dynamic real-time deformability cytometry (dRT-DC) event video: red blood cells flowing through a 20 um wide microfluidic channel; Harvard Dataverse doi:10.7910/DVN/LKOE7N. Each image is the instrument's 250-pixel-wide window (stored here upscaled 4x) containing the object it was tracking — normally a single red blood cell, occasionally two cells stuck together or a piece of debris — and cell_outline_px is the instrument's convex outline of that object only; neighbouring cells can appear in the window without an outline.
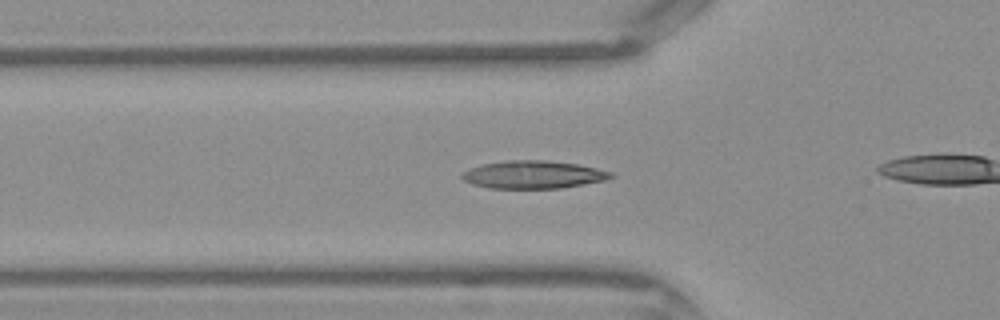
{"species": "Egyptian fruit bat (a non-hibernating species)", "species_latin": "Rousettus aegyptiacus", "temperature_condition": "warm", "stored_images_in_passage": 34, "camera_frame_rate_fps": 3000, "um_per_image_px": 0.085, "frame": {"image": 1, "passage_image": 14, "time_ms": 4.333, "image_size_px": [1000, 320], "cell_outline_px": [[612, 176], [604, 180], [560, 188], [488, 188], [472, 184], [464, 180], [460, 176], [468, 168], [484, 164], [504, 160], [548, 160], [580, 164], [612, 172]], "centroid_in_image_um": [45.29, 14.83], "position_along_channel_um": 80.5, "area_um2": 24.04}}
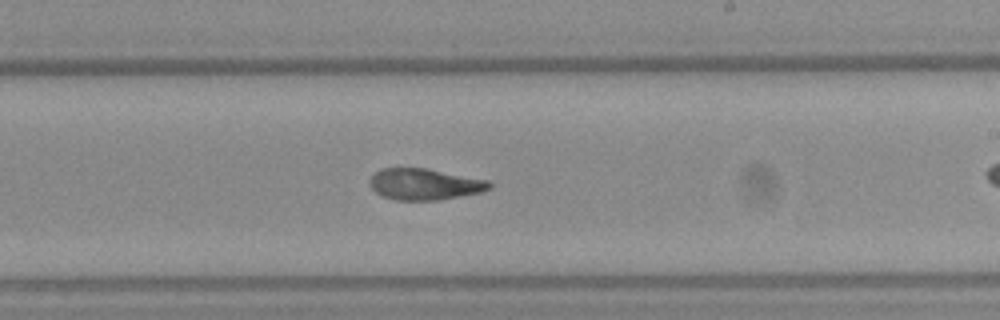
{"frame": {"image": 2, "passage_image": 25, "time_ms": 8.0, "image_size_px": [1000, 320], "cell_outline_px": [[492, 188], [480, 192], [440, 200], [396, 200], [380, 196], [368, 184], [368, 180], [380, 168], [424, 168], [488, 180], [492, 184]], "centroid_in_image_um": [36.05, 15.66], "position_along_channel_um": 252.9, "area_um2": 21.85}}
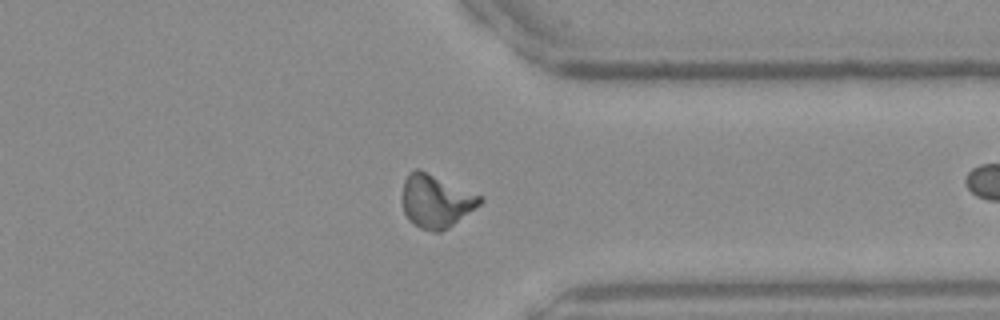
{"frame": {"image": 3, "passage_image": 33, "time_ms": 10.667, "image_size_px": [1000, 320], "cell_outline_px": [[484, 200], [480, 204], [448, 228], [440, 232], [432, 232], [420, 228], [408, 220], [404, 212], [404, 180], [408, 172], [416, 168], [420, 168], [480, 196]], "centroid_in_image_um": [37.03, 17.09], "position_along_channel_um": 374.4, "area_um2": 23.7}}